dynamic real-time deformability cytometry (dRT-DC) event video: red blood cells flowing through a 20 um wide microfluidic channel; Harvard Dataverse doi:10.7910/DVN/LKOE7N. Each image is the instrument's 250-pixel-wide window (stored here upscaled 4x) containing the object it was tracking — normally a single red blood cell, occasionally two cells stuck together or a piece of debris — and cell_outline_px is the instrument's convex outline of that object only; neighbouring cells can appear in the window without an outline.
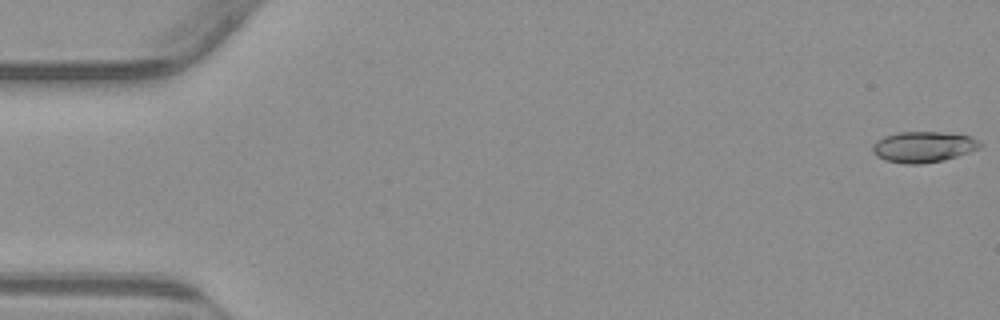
{"species": "common noctule bat (a hibernating species)", "species_latin": "Nyctalus noctula", "temperature_condition": "warm", "stored_images_in_passage": 24, "camera_frame_rate_fps": 3000, "um_per_image_px": 0.085, "animal": {"sex": "male", "body_mass_g": 23.1, "forearm_length_mm": 52.7}, "frame": {"image": 1, "passage_image": 1, "time_ms": 0.0, "image_size_px": [1000, 320], "cell_outline_px": [[984, 144], [980, 148], [944, 160], [920, 164], [904, 164], [884, 160], [876, 156], [872, 152], [872, 144], [876, 140], [884, 136], [900, 132], [944, 132], [972, 136], [980, 140]], "centroid_in_image_um": [78.49, 12.48], "position_along_channel_um": 6.5, "area_um2": 19.59}}
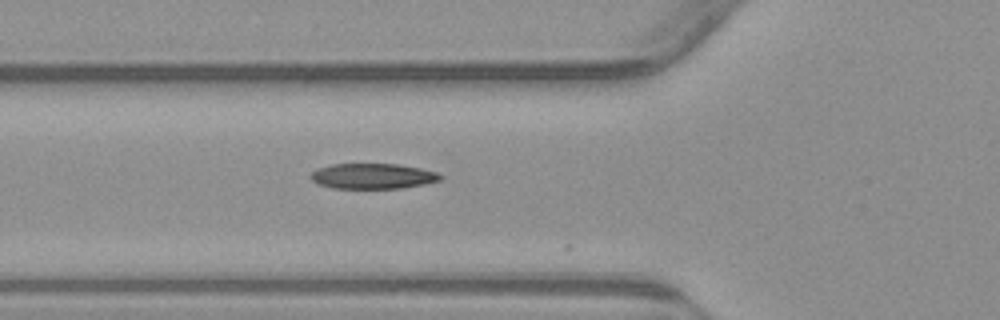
{"frame": {"image": 2, "passage_image": 20, "time_ms": 6.333, "image_size_px": [1000, 320], "cell_outline_px": [[444, 176], [440, 180], [424, 184], [404, 188], [332, 188], [316, 184], [308, 176], [312, 172], [320, 168], [332, 164], [400, 164], [420, 168], [436, 172]], "centroid_in_image_um": [31.68, 14.97], "position_along_channel_um": 94.1, "area_um2": 19.25}}
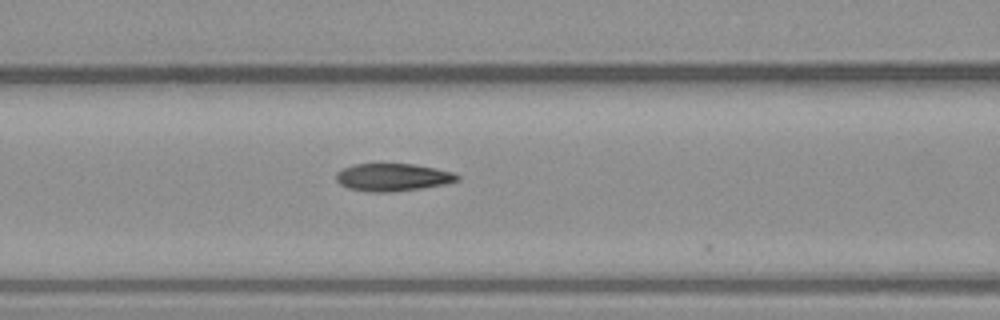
{"frame": {"image": 3, "passage_image": 23, "time_ms": 7.333, "image_size_px": [1000, 320], "cell_outline_px": [[460, 180], [444, 184], [420, 188], [388, 192], [368, 192], [348, 188], [340, 184], [336, 180], [336, 172], [352, 164], [416, 164], [436, 168], [452, 172], [460, 176]], "centroid_in_image_um": [33.37, 15.06], "position_along_channel_um": 133.2, "area_um2": 19.48}}